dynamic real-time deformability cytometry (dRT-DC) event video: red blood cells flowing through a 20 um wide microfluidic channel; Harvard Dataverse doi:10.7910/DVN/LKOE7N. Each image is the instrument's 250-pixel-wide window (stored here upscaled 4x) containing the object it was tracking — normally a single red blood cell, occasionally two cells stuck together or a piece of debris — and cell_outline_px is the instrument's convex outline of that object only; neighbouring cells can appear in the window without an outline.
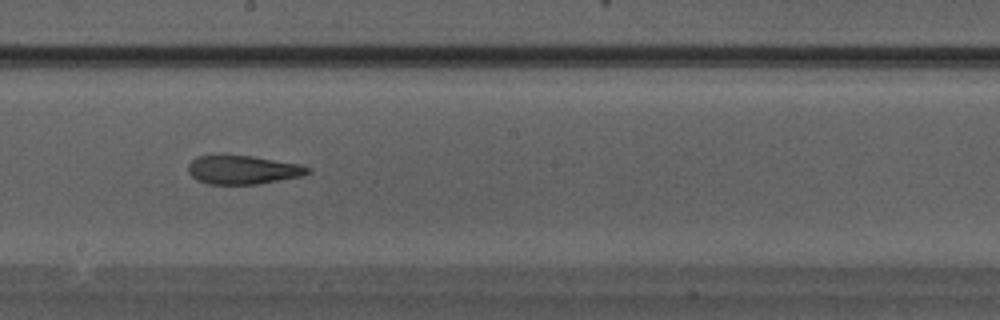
{"species": "Egyptian fruit bat (a non-hibernating species)", "species_latin": "Rousettus aegyptiacus", "temperature_condition": "warm", "stored_images_in_passage": 22, "camera_frame_rate_fps": 3000, "um_per_image_px": 0.085, "animal": {"sex": "male"}, "frame": {"image": 1, "passage_image": 10, "time_ms": 3.0, "image_size_px": [1000, 320], "cell_outline_px": [[312, 172], [300, 176], [256, 184], [208, 184], [196, 180], [188, 172], [188, 164], [196, 156], [220, 152], [252, 156], [300, 164], [312, 168]], "centroid_in_image_um": [20.58, 14.39], "position_along_channel_um": 227.6, "area_um2": 20.63}}
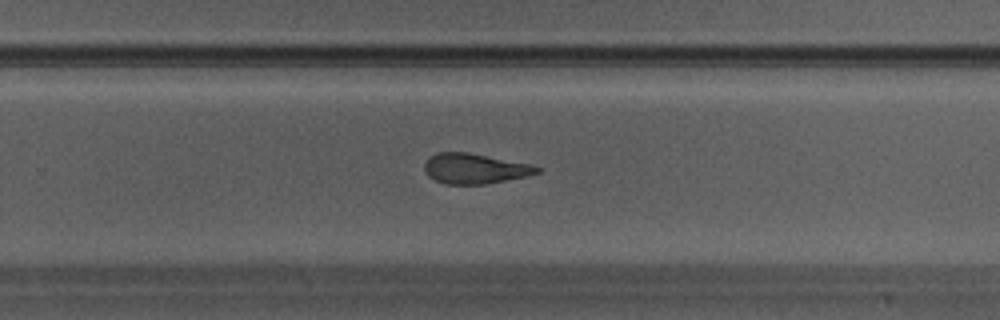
{"frame": {"image": 2, "passage_image": 13, "time_ms": 4.0, "image_size_px": [1000, 320], "cell_outline_px": [[540, 172], [528, 176], [484, 184], [444, 184], [428, 176], [424, 172], [424, 164], [428, 156], [436, 152], [468, 152], [532, 164], [540, 168]], "centroid_in_image_um": [40.33, 14.32], "position_along_channel_um": 289.5, "area_um2": 20.0}}